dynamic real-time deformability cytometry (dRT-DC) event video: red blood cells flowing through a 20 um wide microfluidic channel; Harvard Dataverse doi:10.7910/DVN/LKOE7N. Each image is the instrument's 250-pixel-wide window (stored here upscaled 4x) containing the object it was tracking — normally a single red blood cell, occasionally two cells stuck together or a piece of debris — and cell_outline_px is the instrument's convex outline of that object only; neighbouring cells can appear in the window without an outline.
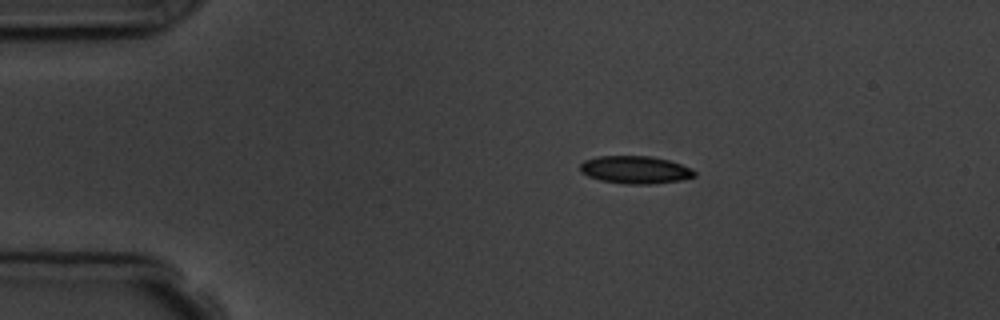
{"species": "common noctule bat (a hibernating species)", "species_latin": "Nyctalus noctula", "temperature_condition": "room temperature", "stored_images_in_passage": 2, "camera_frame_rate_fps": 3000, "um_per_image_px": 0.085, "animal": {"sex": "male", "body_mass_g": 19.5, "forearm_length_mm": 54.6}, "frame": {"image": 1, "passage_image": 1, "time_ms": 0.0, "image_size_px": [1000, 320], "cell_outline_px": [[696, 176], [680, 180], [648, 184], [628, 184], [600, 180], [588, 176], [580, 172], [580, 164], [584, 160], [600, 156], [652, 156], [668, 160], [692, 168], [696, 172]], "centroid_in_image_um": [53.99, 14.43], "position_along_channel_um": 31.0, "area_um2": 18.38}}